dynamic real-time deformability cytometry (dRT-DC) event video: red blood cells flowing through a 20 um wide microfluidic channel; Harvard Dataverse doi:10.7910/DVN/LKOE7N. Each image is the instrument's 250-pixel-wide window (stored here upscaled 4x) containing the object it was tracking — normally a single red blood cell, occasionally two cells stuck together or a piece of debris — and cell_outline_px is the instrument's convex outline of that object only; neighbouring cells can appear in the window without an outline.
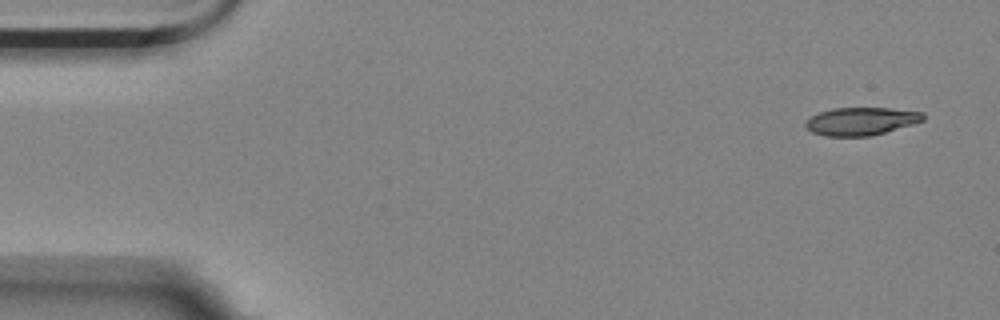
{"species": "Egyptian fruit bat (a non-hibernating species)", "species_latin": "Rousettus aegyptiacus", "temperature_condition": "room temperature", "stored_images_in_passage": 5, "camera_frame_rate_fps": 3000, "um_per_image_px": 0.085, "animal": {"sex": "female"}, "frame": {"image": 1, "passage_image": 1, "time_ms": 0.0, "image_size_px": [1000, 320], "cell_outline_px": [[924, 120], [912, 124], [884, 132], [868, 136], [824, 136], [812, 132], [804, 124], [804, 120], [820, 112], [832, 108], [888, 108], [924, 112]], "centroid_in_image_um": [73.16, 10.3], "position_along_channel_um": 11.8, "area_um2": 18.96}}
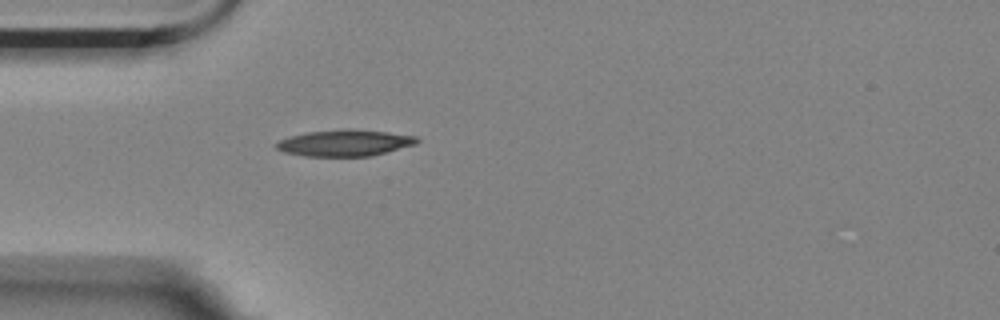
{"frame": {"image": 2, "passage_image": 5, "time_ms": 1.333, "image_size_px": [1000, 320], "cell_outline_px": [[420, 140], [416, 144], [372, 156], [304, 156], [284, 152], [276, 148], [276, 144], [280, 140], [292, 136], [308, 132], [344, 128], [352, 128], [388, 132], [416, 136]], "centroid_in_image_um": [29.34, 12.14], "position_along_channel_um": 55.7, "area_um2": 21.68}}